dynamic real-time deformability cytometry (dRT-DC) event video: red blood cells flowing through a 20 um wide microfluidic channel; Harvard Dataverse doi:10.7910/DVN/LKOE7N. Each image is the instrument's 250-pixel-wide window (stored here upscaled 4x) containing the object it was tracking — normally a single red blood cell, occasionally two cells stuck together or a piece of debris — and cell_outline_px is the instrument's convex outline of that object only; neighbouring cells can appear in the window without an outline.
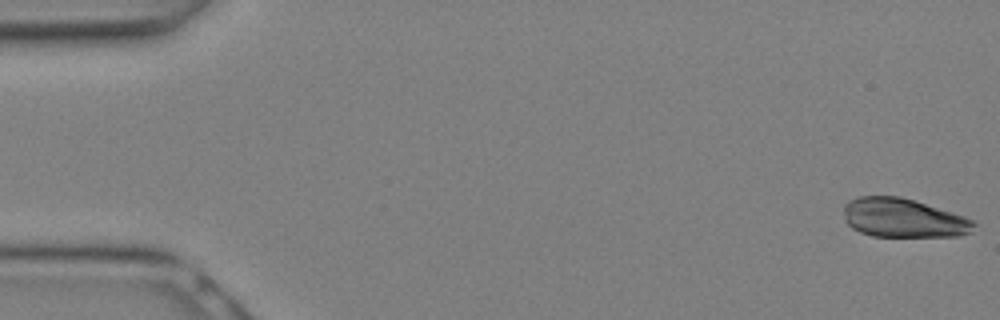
{"species": "Egyptian fruit bat (a non-hibernating species)", "species_latin": "Rousettus aegyptiacus", "temperature_condition": "warm", "stored_images_in_passage": 28, "camera_frame_rate_fps": 3000, "um_per_image_px": 0.085, "animal": {"sex": "female"}, "frame": {"image": 1, "passage_image": 1, "time_ms": 0.0, "image_size_px": [1000, 320], "cell_outline_px": [[976, 224], [972, 232], [960, 236], [872, 236], [860, 232], [852, 228], [844, 220], [844, 204], [848, 200], [860, 196], [900, 196], [952, 212], [964, 216], [972, 220]], "centroid_in_image_um": [76.76, 18.53], "position_along_channel_um": 8.2, "area_um2": 29.59}}
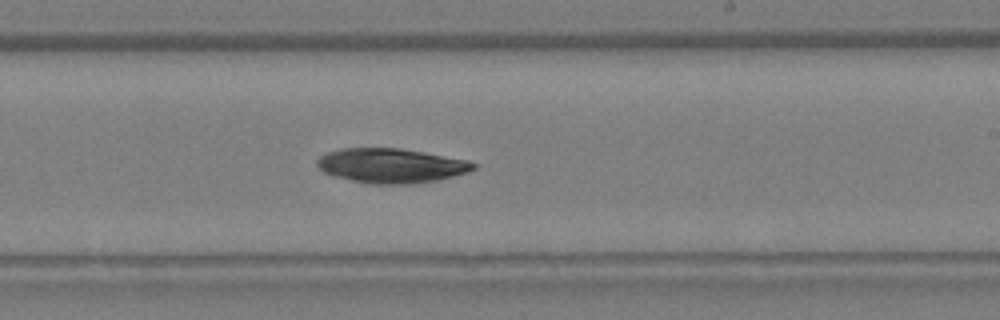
{"frame": {"image": 2, "passage_image": 17, "time_ms": 5.333, "image_size_px": [1000, 320], "cell_outline_px": [[476, 168], [468, 172], [436, 180], [412, 184], [368, 184], [336, 176], [324, 172], [316, 164], [316, 160], [320, 156], [328, 152], [340, 148], [400, 148], [424, 152], [468, 160], [476, 164]], "centroid_in_image_um": [33.24, 14.07], "position_along_channel_um": 255.8, "area_um2": 31.39}}
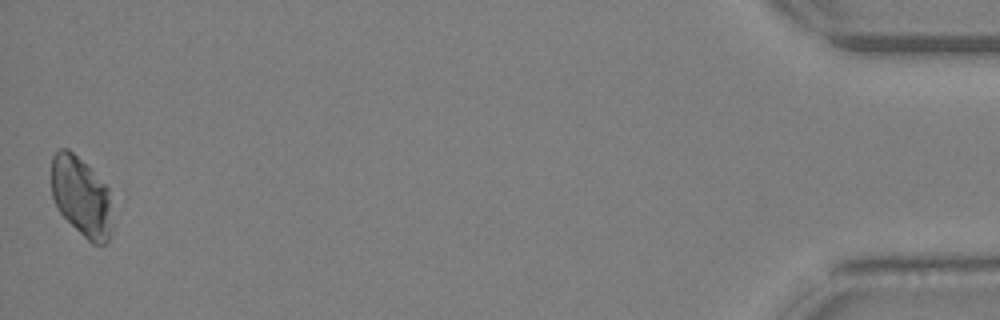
{"frame": {"image": 3, "passage_image": 28, "time_ms": 9.0, "image_size_px": [1000, 320], "cell_outline_px": [[112, 228], [108, 240], [104, 244], [92, 244], [60, 212], [52, 196], [52, 156], [60, 148], [68, 148], [92, 168], [108, 188]], "centroid_in_image_um": [6.91, 16.68], "position_along_channel_um": 428.3, "area_um2": 28.09}}